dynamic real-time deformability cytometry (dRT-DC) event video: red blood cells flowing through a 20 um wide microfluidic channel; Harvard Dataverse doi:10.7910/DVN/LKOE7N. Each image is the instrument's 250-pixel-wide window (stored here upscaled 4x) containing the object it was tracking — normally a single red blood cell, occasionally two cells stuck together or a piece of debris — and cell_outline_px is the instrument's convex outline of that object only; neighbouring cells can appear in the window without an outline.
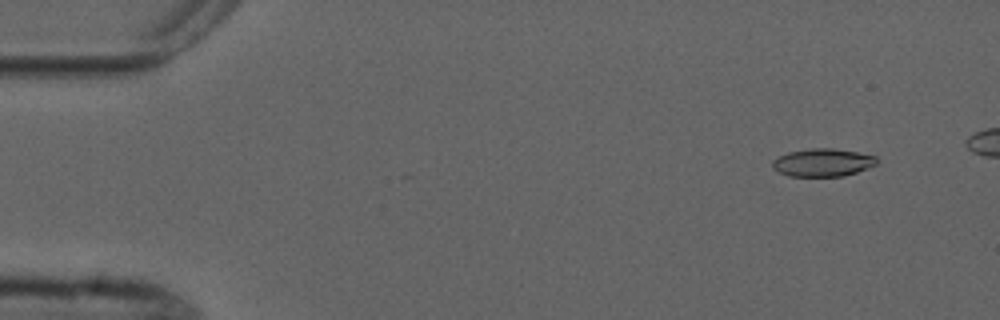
{"species": "common noctule bat (a hibernating species)", "species_latin": "Nyctalus noctula", "temperature_condition": "cold", "stored_images_in_passage": 5, "camera_frame_rate_fps": 3000, "um_per_image_px": 0.085, "animal": {"sex": "male", "forearm_length_mm": 52.5}, "frame": {"image": 1, "passage_image": 2, "time_ms": 1.0, "image_size_px": [1000, 320], "cell_outline_px": [[876, 164], [856, 172], [844, 176], [788, 176], [772, 168], [772, 160], [788, 152], [812, 148], [832, 148], [856, 152], [876, 156]], "centroid_in_image_um": [69.9, 13.81], "position_along_channel_um": 15.1, "area_um2": 16.76}}